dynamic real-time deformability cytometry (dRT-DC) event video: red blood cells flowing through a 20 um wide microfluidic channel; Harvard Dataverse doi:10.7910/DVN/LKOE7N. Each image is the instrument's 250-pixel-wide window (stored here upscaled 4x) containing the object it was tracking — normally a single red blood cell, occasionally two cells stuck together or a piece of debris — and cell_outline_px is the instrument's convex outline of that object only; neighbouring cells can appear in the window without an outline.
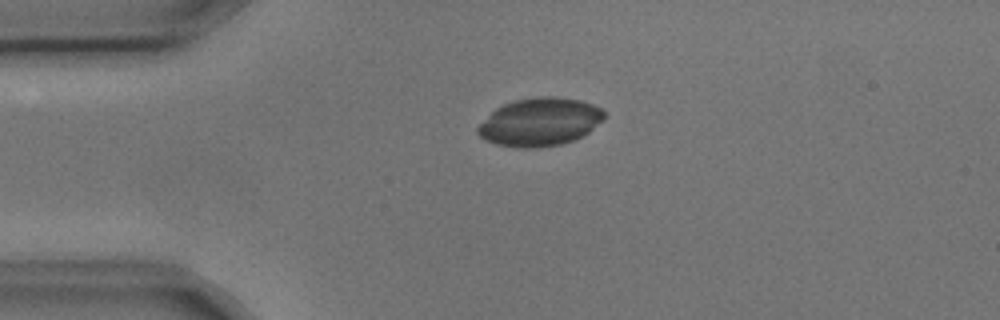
{"species": "common noctule bat (a hibernating species)", "species_latin": "Nyctalus noctula", "temperature_condition": "cold", "stored_images_in_passage": 4, "camera_frame_rate_fps": 3000, "um_per_image_px": 0.085, "animal": {"sex": "male", "body_mass_g": 17.9, "forearm_length_mm": 54.2}, "frame": {"image": 1, "passage_image": 2, "time_ms": 0.333, "image_size_px": [1000, 320], "cell_outline_px": [[604, 120], [588, 132], [572, 140], [560, 144], [536, 148], [520, 148], [496, 144], [484, 140], [476, 132], [476, 128], [496, 108], [504, 104], [516, 100], [540, 96], [552, 96], [580, 100], [592, 104], [600, 108], [604, 112]], "centroid_in_image_um": [45.87, 10.37], "position_along_channel_um": 39.1, "area_um2": 35.2}}